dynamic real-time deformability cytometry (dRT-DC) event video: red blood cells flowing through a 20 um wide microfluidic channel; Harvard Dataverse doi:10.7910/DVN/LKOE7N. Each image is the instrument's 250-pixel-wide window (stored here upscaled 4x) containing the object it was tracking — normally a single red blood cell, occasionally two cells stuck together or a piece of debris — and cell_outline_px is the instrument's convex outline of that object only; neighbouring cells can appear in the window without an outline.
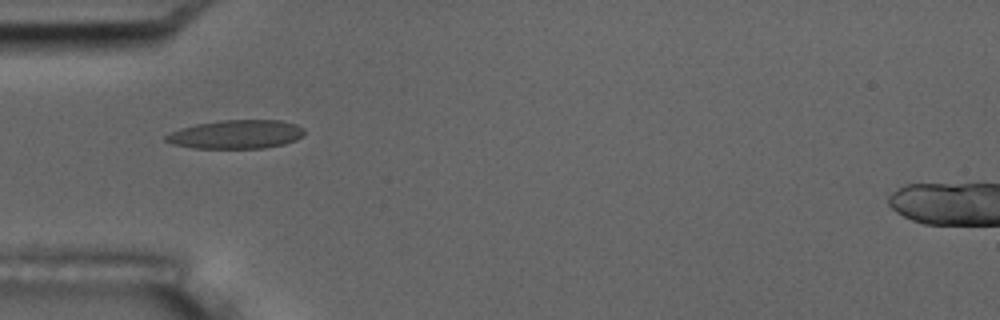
{"species": "common noctule bat (a hibernating species)", "species_latin": "Nyctalus noctula", "temperature_condition": "room temperature", "stored_images_in_passage": 5, "camera_frame_rate_fps": 3000, "um_per_image_px": 0.085, "animal": {"sex": "male", "body_mass_g": 17.5, "forearm_length_mm": 52.3}, "frame": {"image": 1, "passage_image": 5, "time_ms": 4.667, "image_size_px": [1000, 320], "cell_outline_px": [[304, 136], [296, 140], [284, 144], [264, 148], [192, 148], [172, 144], [164, 140], [164, 136], [180, 128], [196, 124], [220, 120], [280, 120], [296, 124], [304, 128]], "centroid_in_image_um": [20.08, 11.42], "position_along_channel_um": 64.9, "area_um2": 23.29}}